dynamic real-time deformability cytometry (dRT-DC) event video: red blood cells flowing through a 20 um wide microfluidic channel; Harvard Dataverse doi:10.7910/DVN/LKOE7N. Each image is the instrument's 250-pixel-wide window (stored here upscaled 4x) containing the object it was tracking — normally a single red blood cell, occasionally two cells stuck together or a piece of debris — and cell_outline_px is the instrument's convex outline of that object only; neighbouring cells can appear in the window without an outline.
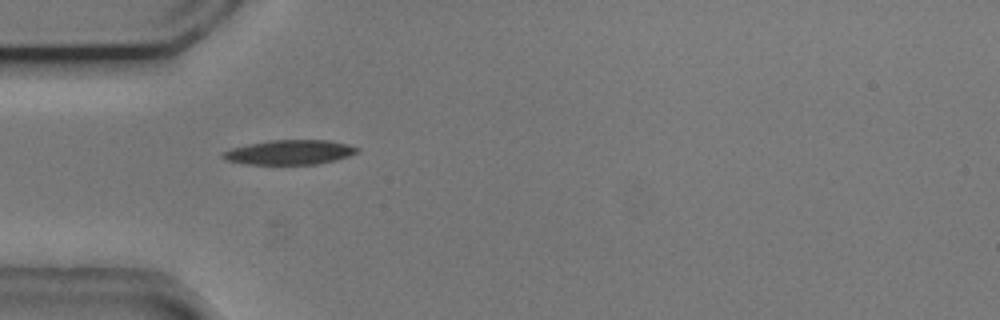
{"species": "common noctule bat (a hibernating species)", "species_latin": "Nyctalus noctula", "temperature_condition": "cold", "stored_images_in_passage": 28, "camera_frame_rate_fps": 3000, "um_per_image_px": 0.085, "animal": {"sex": "male", "body_mass_g": 20.5, "forearm_length_mm": 52.5}, "frame": {"image": 1, "passage_image": 1, "time_ms": 0.0, "image_size_px": [1000, 320], "cell_outline_px": [[360, 152], [336, 160], [316, 164], [248, 164], [224, 160], [220, 156], [220, 152], [232, 148], [248, 144], [272, 140], [328, 140], [348, 144], [360, 148]], "centroid_in_image_um": [24.61, 12.94], "position_along_channel_um": 60.4, "area_um2": 19.36}}
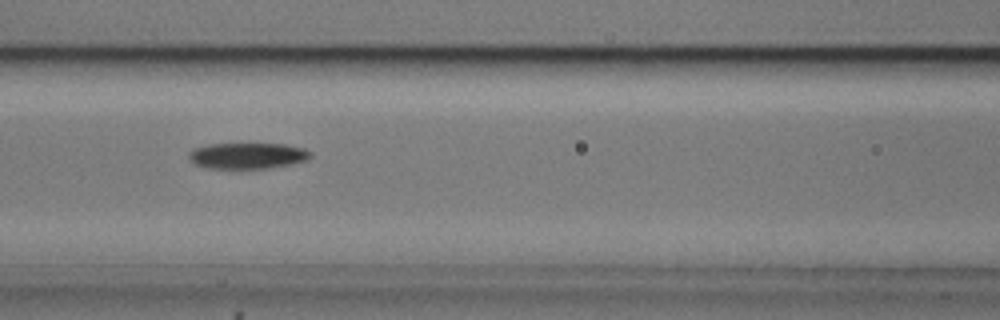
{"frame": {"image": 2, "passage_image": 8, "time_ms": 2.333, "image_size_px": [1000, 320], "cell_outline_px": [[312, 156], [308, 160], [292, 164], [272, 168], [204, 168], [192, 164], [188, 156], [188, 152], [192, 148], [208, 144], [284, 144], [304, 148], [312, 152]], "centroid_in_image_um": [21.02, 13.24], "position_along_channel_um": 145.6, "area_um2": 18.79}}
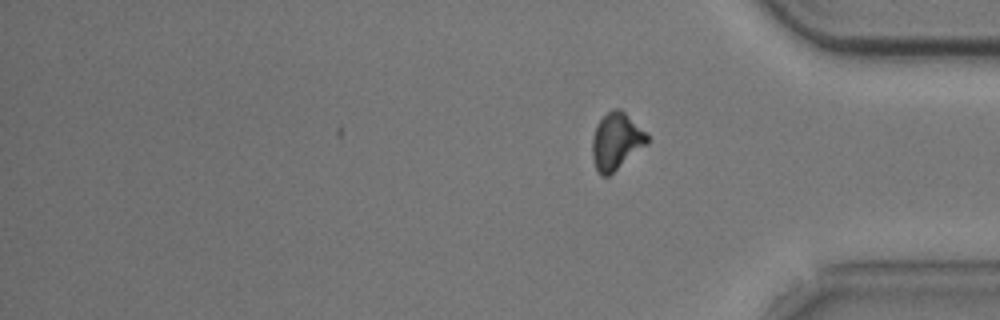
{"frame": {"image": 3, "passage_image": 28, "time_ms": 9.0, "image_size_px": [1000, 320], "cell_outline_px": [[648, 144], [608, 176], [600, 176], [592, 160], [592, 140], [596, 128], [600, 120], [612, 108], [620, 108], [648, 136]], "centroid_in_image_um": [52.36, 12.03], "position_along_channel_um": 382.8, "area_um2": 17.86}, "authors_computed_cell_mechanics": {"area_um2": 18.9006, "velocity_mm_per_s": 3.7154, "shape_relaxation_time_tau1_ms": 6.844, "shape_relaxation_time_tau2_ms": null, "deformation_change_tau1": 0.1809, "deformation_change_tau2": null}}